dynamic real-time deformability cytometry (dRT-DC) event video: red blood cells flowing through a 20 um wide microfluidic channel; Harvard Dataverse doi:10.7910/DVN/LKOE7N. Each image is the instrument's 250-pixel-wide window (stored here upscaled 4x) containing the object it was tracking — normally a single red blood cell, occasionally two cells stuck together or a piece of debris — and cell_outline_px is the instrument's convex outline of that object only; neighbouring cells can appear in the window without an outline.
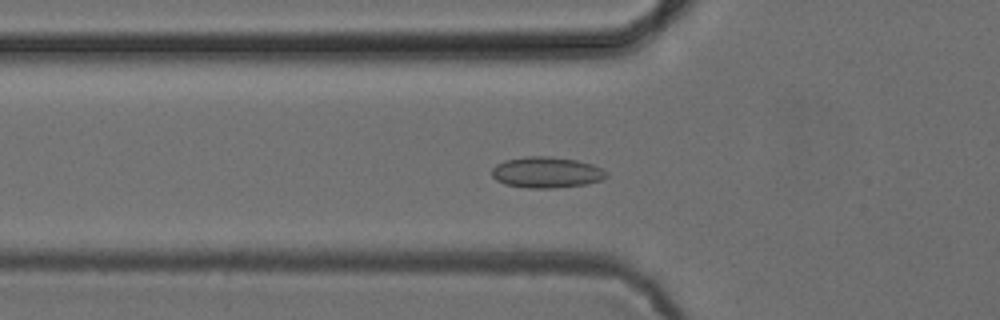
{"species": "common noctule bat (a hibernating species)", "species_latin": "Nyctalus noctula", "temperature_condition": "cold", "stored_images_in_passage": 50, "camera_frame_rate_fps": 3000, "um_per_image_px": 0.085, "animal": {"sex": "female", "body_mass_g": 24.6, "forearm_length_mm": 56.2}, "frame": {"image": 1, "passage_image": 15, "time_ms": 4.667, "image_size_px": [1000, 320], "cell_outline_px": [[608, 176], [600, 180], [588, 184], [556, 188], [528, 188], [504, 184], [496, 180], [492, 176], [492, 168], [496, 164], [504, 160], [524, 156], [548, 156], [576, 160], [592, 164], [608, 172]], "centroid_in_image_um": [46.44, 14.65], "position_along_channel_um": 79.4, "area_um2": 20.87}}
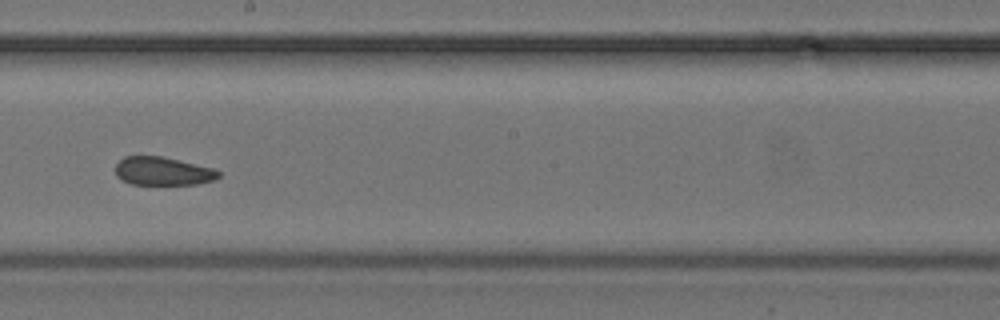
{"frame": {"image": 2, "passage_image": 27, "time_ms": 8.667, "image_size_px": [1000, 320], "cell_outline_px": [[220, 176], [212, 180], [196, 184], [132, 184], [120, 180], [116, 176], [116, 164], [124, 156], [164, 156], [212, 168], [220, 172]], "centroid_in_image_um": [13.8, 14.54], "position_along_channel_um": 234.4, "area_um2": 16.99}}
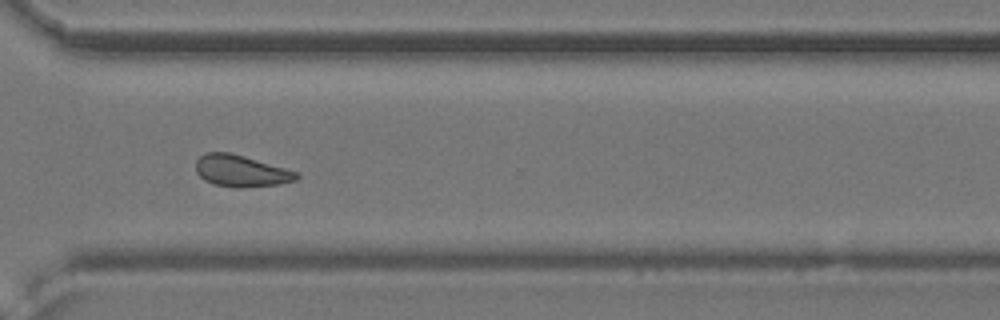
{"frame": {"image": 3, "passage_image": 36, "time_ms": 11.667, "image_size_px": [1000, 320], "cell_outline_px": [[300, 176], [296, 180], [280, 184], [236, 188], [212, 184], [204, 180], [196, 172], [196, 160], [204, 152], [228, 152], [244, 156], [300, 172]], "centroid_in_image_um": [20.49, 14.53], "position_along_channel_um": 350.1, "area_um2": 18.73}, "authors_computed_cell_mechanics": {"area_um2": 18.4671, "velocity_mm_per_s": 3.869, "shape_relaxation_time_tau1_ms": null, "shape_relaxation_time_tau2_ms": 2.5336, "deformation_change_tau1": null, "deformation_change_tau2": 0.0797}}